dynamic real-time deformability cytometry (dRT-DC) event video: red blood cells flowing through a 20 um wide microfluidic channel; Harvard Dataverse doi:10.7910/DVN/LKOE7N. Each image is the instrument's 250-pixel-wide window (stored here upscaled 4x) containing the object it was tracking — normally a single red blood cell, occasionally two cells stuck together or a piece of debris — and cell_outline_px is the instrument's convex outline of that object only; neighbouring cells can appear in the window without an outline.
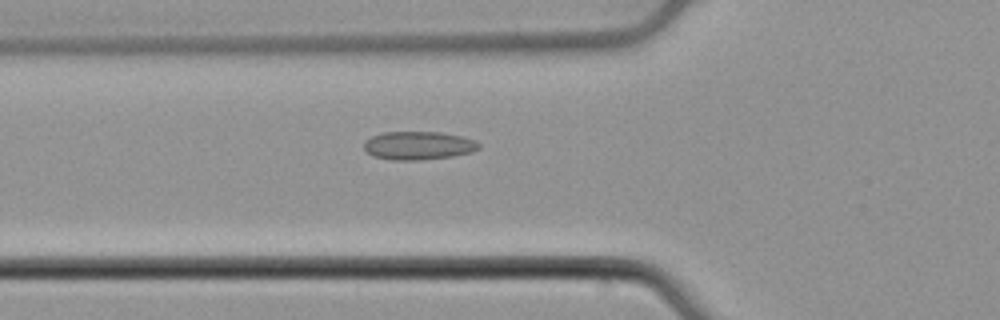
{"species": "common noctule bat (a hibernating species)", "species_latin": "Nyctalus noctula", "temperature_condition": "cold", "stored_images_in_passage": 46, "camera_frame_rate_fps": 3000, "um_per_image_px": 0.085, "animal": {"sex": "male", "body_mass_g": 21.5, "forearm_length_mm": 52.0}, "frame": {"image": 1, "passage_image": 14, "time_ms": 4.333, "image_size_px": [1000, 320], "cell_outline_px": [[480, 148], [472, 152], [452, 156], [420, 160], [392, 160], [376, 156], [368, 152], [364, 148], [364, 140], [372, 136], [384, 132], [440, 132], [460, 136], [476, 140], [480, 144]], "centroid_in_image_um": [35.58, 12.37], "position_along_channel_um": 90.2, "area_um2": 18.9}}
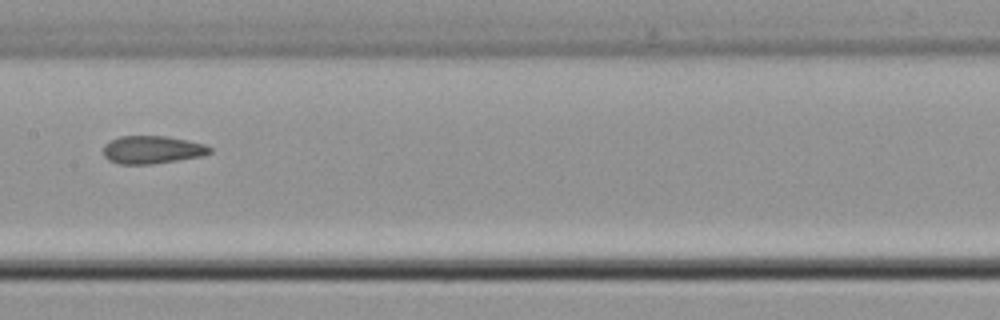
{"frame": {"image": 2, "passage_image": 22, "time_ms": 7.0, "image_size_px": [1000, 320], "cell_outline_px": [[212, 152], [200, 156], [152, 164], [120, 164], [108, 160], [104, 156], [104, 144], [120, 136], [168, 136], [188, 140], [204, 144], [212, 148]], "centroid_in_image_um": [12.93, 12.72], "position_along_channel_um": 194.5, "area_um2": 17.22}}
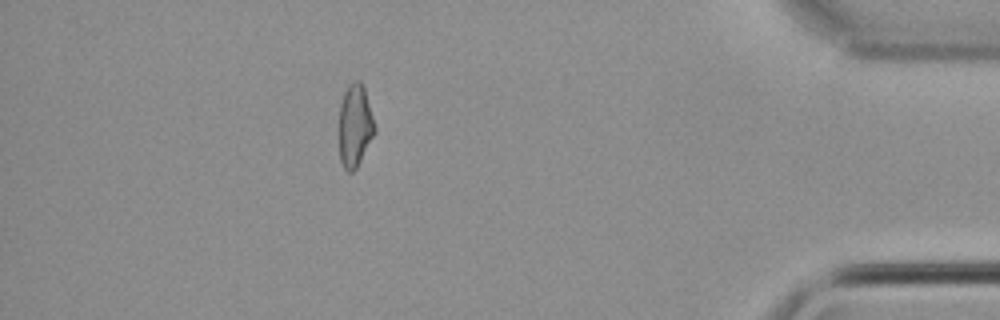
{"frame": {"image": 3, "passage_image": 42, "time_ms": 13.667, "image_size_px": [1000, 320], "cell_outline_px": [[376, 132], [356, 168], [352, 172], [348, 172], [344, 168], [340, 160], [340, 104], [344, 92], [348, 84], [352, 80], [360, 80], [364, 88], [376, 128]], "centroid_in_image_um": [30.18, 10.66], "position_along_channel_um": 405.0, "area_um2": 17.05}}